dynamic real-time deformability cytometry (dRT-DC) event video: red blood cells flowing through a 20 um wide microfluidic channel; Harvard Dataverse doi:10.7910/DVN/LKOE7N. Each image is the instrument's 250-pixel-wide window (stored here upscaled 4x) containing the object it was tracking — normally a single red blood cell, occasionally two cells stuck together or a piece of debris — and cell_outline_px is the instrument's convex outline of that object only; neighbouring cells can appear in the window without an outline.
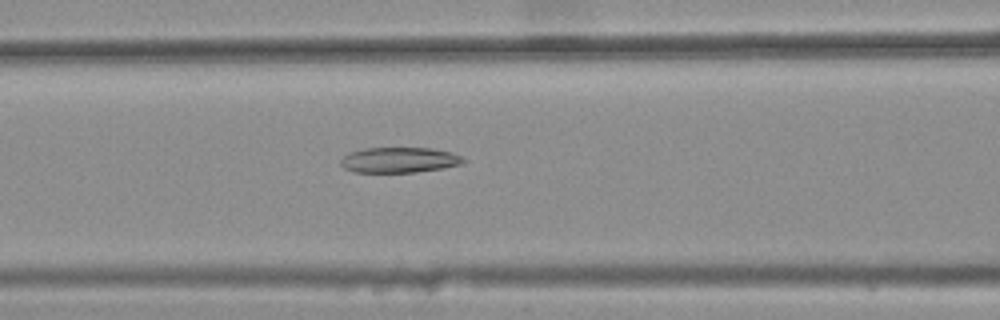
{"species": "common noctule bat (a hibernating species)", "species_latin": "Nyctalus noctula", "temperature_condition": "warm", "stored_images_in_passage": 39, "camera_frame_rate_fps": 3000, "um_per_image_px": 0.085, "animal": {"sex": "female", "body_mass_g": 25.1}, "frame": {"image": 1, "passage_image": 14, "time_ms": 4.333, "image_size_px": [1000, 320], "cell_outline_px": [[468, 160], [460, 164], [444, 168], [416, 172], [352, 172], [344, 168], [340, 164], [340, 160], [348, 152], [364, 148], [432, 148], [452, 152]], "centroid_in_image_um": [33.93, 13.59], "position_along_channel_um": 132.7, "area_um2": 18.32}}
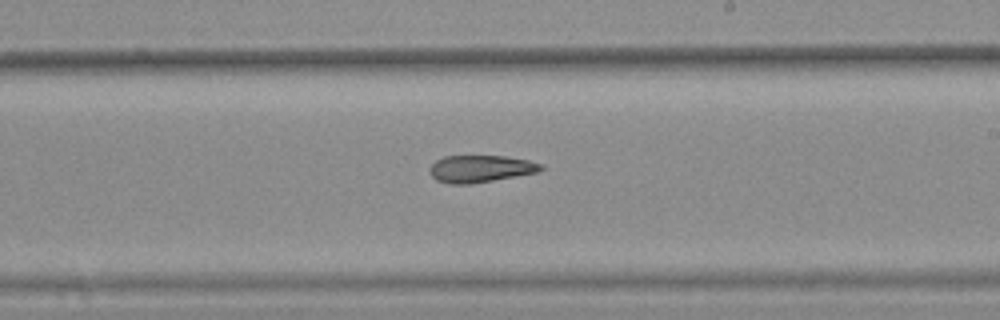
{"frame": {"image": 2, "passage_image": 23, "time_ms": 7.333, "image_size_px": [1000, 320], "cell_outline_px": [[544, 168], [536, 172], [516, 176], [468, 184], [448, 184], [436, 180], [428, 172], [428, 168], [436, 160], [444, 156], [504, 156], [528, 160], [544, 164]], "centroid_in_image_um": [40.8, 14.34], "position_along_channel_um": 248.2, "area_um2": 17.57}}
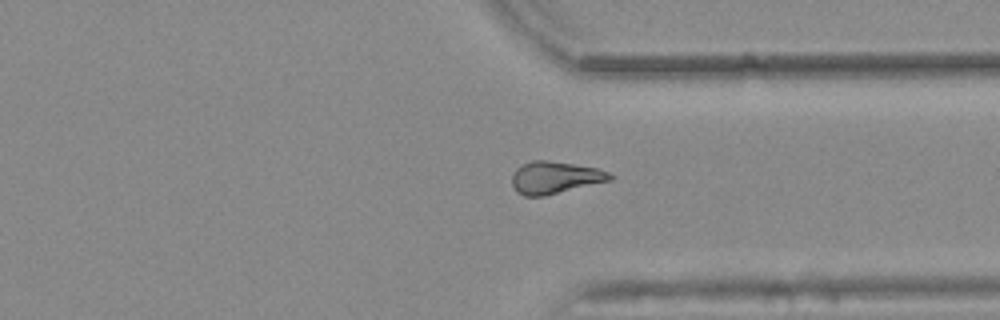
{"frame": {"image": 3, "passage_image": 32, "time_ms": 10.333, "image_size_px": [1000, 320], "cell_outline_px": [[616, 176], [612, 180], [544, 196], [524, 196], [516, 192], [512, 184], [512, 176], [516, 168], [532, 160], [548, 160], [596, 168], [608, 172]], "centroid_in_image_um": [47.17, 15.1], "position_along_channel_um": 364.2, "area_um2": 18.38}, "authors_computed_cell_mechanics": {"area_um2": 18.2648, "velocity_mm_per_s": 3.8555, "shape_relaxation_time_tau1_ms": null, "shape_relaxation_time_tau2_ms": 5.2189, "deformation_change_tau1": null, "deformation_change_tau2": 0.1456}}